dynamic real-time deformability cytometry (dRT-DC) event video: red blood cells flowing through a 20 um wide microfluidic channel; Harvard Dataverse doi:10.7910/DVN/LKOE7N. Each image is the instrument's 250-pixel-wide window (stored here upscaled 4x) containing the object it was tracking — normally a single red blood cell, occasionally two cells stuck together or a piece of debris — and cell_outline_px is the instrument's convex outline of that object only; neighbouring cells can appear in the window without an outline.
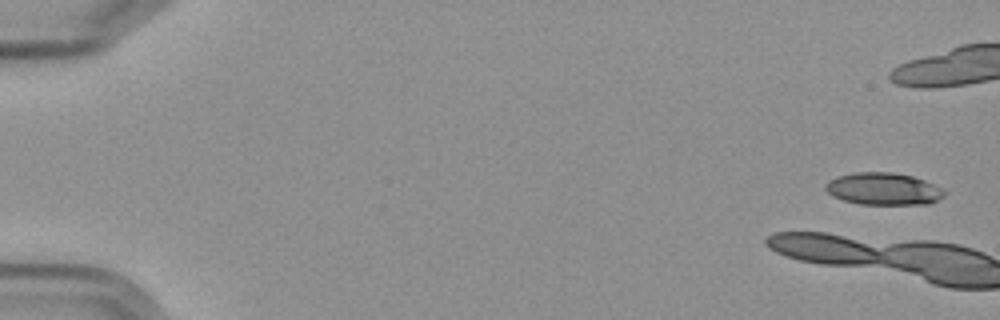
{"species": "Egyptian fruit bat (a non-hibernating species)", "species_latin": "Rousettus aegyptiacus", "temperature_condition": "cold", "stored_images_in_passage": 4, "camera_frame_rate_fps": 3000, "um_per_image_px": 0.085, "frame": {"image": 1, "passage_image": 1, "time_ms": 0.0, "image_size_px": [1000, 320], "cell_outline_px": [[944, 196], [928, 204], [860, 204], [844, 200], [832, 196], [824, 188], [824, 184], [828, 180], [836, 176], [856, 172], [892, 172], [912, 176], [924, 180], [940, 188], [944, 192]], "centroid_in_image_um": [75.03, 16.04], "position_along_channel_um": 10.0, "area_um2": 22.2}}